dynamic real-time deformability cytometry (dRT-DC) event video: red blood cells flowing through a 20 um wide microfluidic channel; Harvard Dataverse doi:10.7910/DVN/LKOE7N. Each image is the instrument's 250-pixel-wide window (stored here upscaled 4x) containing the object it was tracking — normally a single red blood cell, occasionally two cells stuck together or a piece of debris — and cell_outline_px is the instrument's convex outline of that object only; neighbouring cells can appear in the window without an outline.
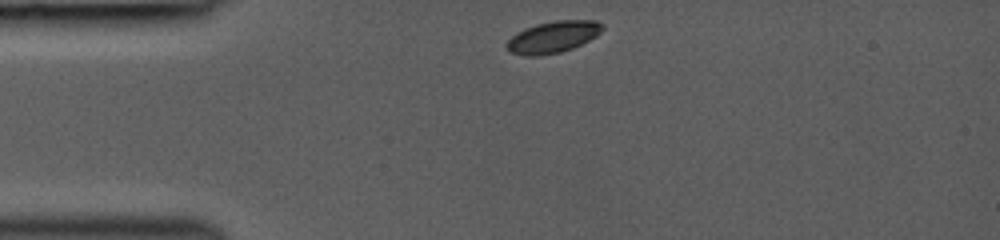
{"species": "common noctule bat (a hibernating species)", "species_latin": "Nyctalus noctula", "temperature_condition": "room temperature", "stored_images_in_passage": 6, "camera_frame_rate_fps": 3000, "um_per_image_px": 0.085, "animal": {"sex": "female", "body_mass_g": 19.0, "forearm_length_mm": 53.3}, "frame": {"image": 1, "passage_image": 1, "time_ms": 0.0, "image_size_px": [1000, 240], "cell_outline_px": [[604, 28], [596, 36], [572, 48], [560, 52], [540, 56], [528, 56], [512, 52], [504, 44], [516, 32], [524, 28], [536, 24], [556, 20], [596, 20], [604, 24]], "centroid_in_image_um": [47.01, 3.13], "position_along_channel_um": 38.0, "area_um2": 17.63}}